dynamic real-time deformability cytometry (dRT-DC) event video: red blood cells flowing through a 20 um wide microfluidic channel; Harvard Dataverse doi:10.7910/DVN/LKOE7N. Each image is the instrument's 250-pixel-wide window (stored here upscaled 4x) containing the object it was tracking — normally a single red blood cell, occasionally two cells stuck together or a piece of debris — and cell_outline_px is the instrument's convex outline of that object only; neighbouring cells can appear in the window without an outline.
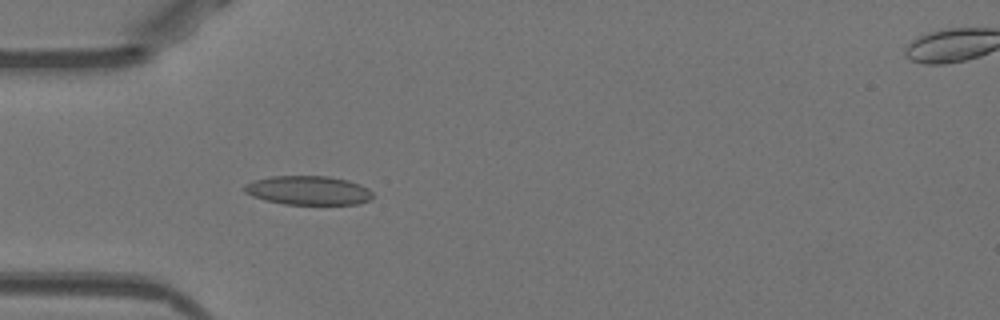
{"species": "Egyptian fruit bat (a non-hibernating species)", "species_latin": "Rousettus aegyptiacus", "temperature_condition": "warm", "stored_images_in_passage": 51, "camera_frame_rate_fps": 3000, "um_per_image_px": 0.085, "animal": {"sex": "female"}, "frame": {"image": 1, "passage_image": 15, "time_ms": 4.667, "image_size_px": [1000, 320], "cell_outline_px": [[372, 200], [356, 204], [284, 204], [264, 200], [252, 196], [244, 192], [244, 184], [256, 180], [272, 176], [328, 176], [348, 180], [360, 184], [368, 188], [372, 192]], "centroid_in_image_um": [26.21, 16.18], "position_along_channel_um": 58.8, "area_um2": 21.73}}
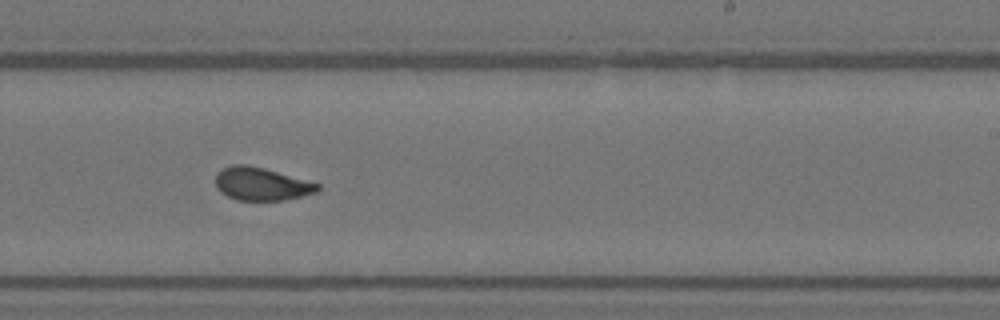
{"frame": {"image": 2, "passage_image": 31, "time_ms": 10.0, "image_size_px": [1000, 320], "cell_outline_px": [[320, 192], [284, 200], [236, 200], [220, 192], [216, 188], [216, 172], [232, 164], [248, 164], [264, 168], [320, 184]], "centroid_in_image_um": [22.22, 15.63], "position_along_channel_um": 266.8, "area_um2": 19.71}}
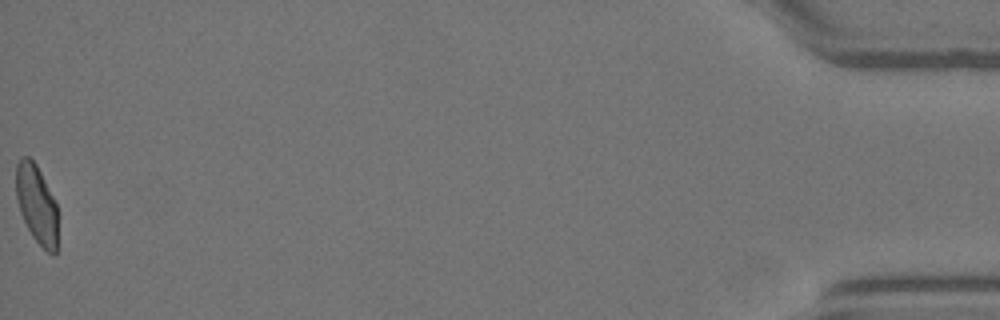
{"frame": {"image": 3, "passage_image": 51, "time_ms": 16.667, "image_size_px": [1000, 320], "cell_outline_px": [[56, 252], [52, 256], [32, 236], [20, 212], [16, 196], [16, 164], [24, 156], [28, 156], [36, 164], [56, 204]], "centroid_in_image_um": [3.09, 17.35], "position_along_channel_um": 432.1, "area_um2": 18.61}, "authors_computed_cell_mechanics": {"area_um2": 20.2878, "velocity_mm_per_s": 3.9646, "shape_relaxation_time_tau1_ms": 7.1053, "shape_relaxation_time_tau2_ms": 1.3538, "deformation_change_tau1": 0.1645, "deformation_change_tau2": 0.0518}}